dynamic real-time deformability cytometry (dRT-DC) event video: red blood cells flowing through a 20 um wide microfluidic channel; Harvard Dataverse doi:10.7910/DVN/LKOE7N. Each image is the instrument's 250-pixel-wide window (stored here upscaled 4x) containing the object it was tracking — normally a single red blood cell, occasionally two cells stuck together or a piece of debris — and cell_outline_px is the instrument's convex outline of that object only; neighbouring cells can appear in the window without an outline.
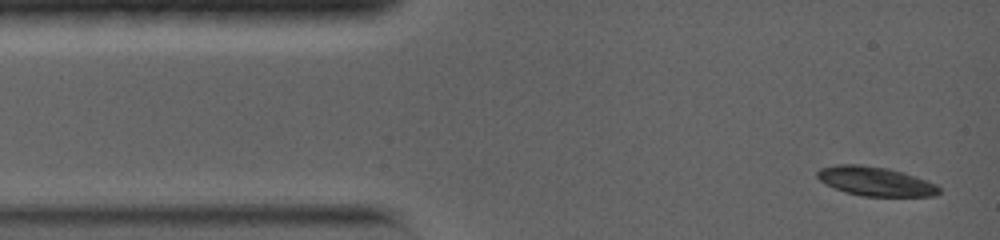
{"species": "common noctule bat (a hibernating species)", "species_latin": "Nyctalus noctula", "temperature_condition": "warm", "stored_images_in_passage": 9, "camera_frame_rate_fps": 5000, "um_per_image_px": 0.085, "animal": {"sex": "female", "body_mass_g": 19.0, "forearm_length_mm": 56.7}, "frame": {"image": 1, "passage_image": 1, "time_ms": 0.0, "image_size_px": [1000, 240], "cell_outline_px": [[940, 192], [936, 196], [864, 196], [844, 192], [824, 184], [816, 176], [816, 172], [820, 168], [836, 164], [860, 164], [888, 168], [904, 172], [916, 176], [936, 184], [940, 188]], "centroid_in_image_um": [74.39, 15.4], "position_along_channel_um": 10.6, "area_um2": 20.92}}
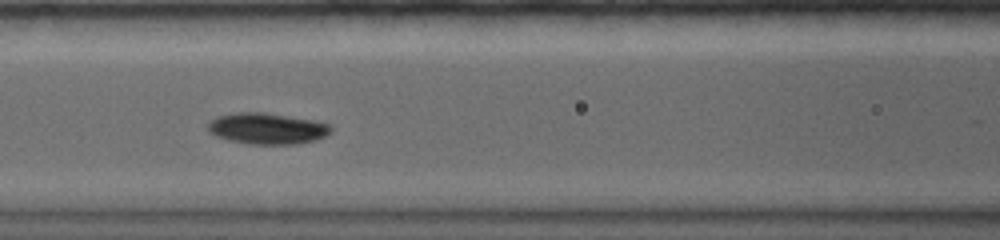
{"frame": {"image": 2, "passage_image": 6, "time_ms": 1.0, "image_size_px": [1000, 240], "cell_outline_px": [[332, 132], [316, 140], [296, 144], [248, 144], [228, 140], [216, 136], [208, 132], [208, 120], [216, 116], [232, 112], [264, 112], [316, 120], [332, 124]], "centroid_in_image_um": [22.7, 10.91], "position_along_channel_um": 143.9, "area_um2": 22.83}}
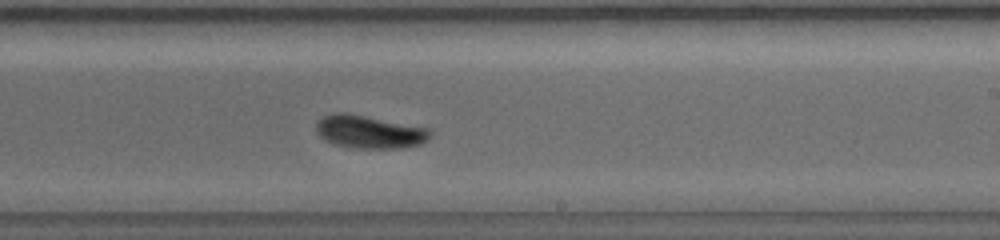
{"frame": {"image": 3, "passage_image": 9, "time_ms": 1.6, "image_size_px": [1000, 240], "cell_outline_px": [[432, 136], [428, 140], [420, 144], [400, 148], [356, 148], [336, 144], [324, 140], [316, 132], [316, 124], [324, 116], [336, 112], [348, 112], [428, 128], [432, 132]], "centroid_in_image_um": [31.41, 11.2], "position_along_channel_um": 257.6, "area_um2": 21.96}}